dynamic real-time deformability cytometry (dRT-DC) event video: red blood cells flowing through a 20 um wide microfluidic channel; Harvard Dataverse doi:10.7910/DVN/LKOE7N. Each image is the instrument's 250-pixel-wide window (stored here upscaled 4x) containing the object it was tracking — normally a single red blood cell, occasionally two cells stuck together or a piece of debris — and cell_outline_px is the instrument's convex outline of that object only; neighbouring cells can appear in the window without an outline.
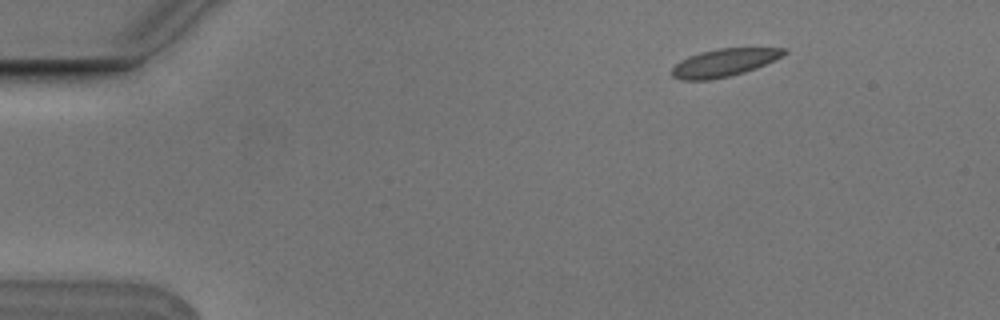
{"species": "Egyptian fruit bat (a non-hibernating species)", "species_latin": "Rousettus aegyptiacus", "temperature_condition": "cold", "stored_images_in_passage": 5, "camera_frame_rate_fps": 3000, "um_per_image_px": 0.085, "animal": {"sex": "male"}, "frame": {"image": 1, "passage_image": 2, "time_ms": 0.333, "image_size_px": [1000, 320], "cell_outline_px": [[788, 52], [756, 68], [744, 72], [728, 76], [708, 80], [680, 80], [672, 76], [672, 68], [680, 60], [688, 56], [700, 52], [716, 48], [788, 48]], "centroid_in_image_um": [61.5, 5.32], "position_along_channel_um": 23.5, "area_um2": 17.98}}
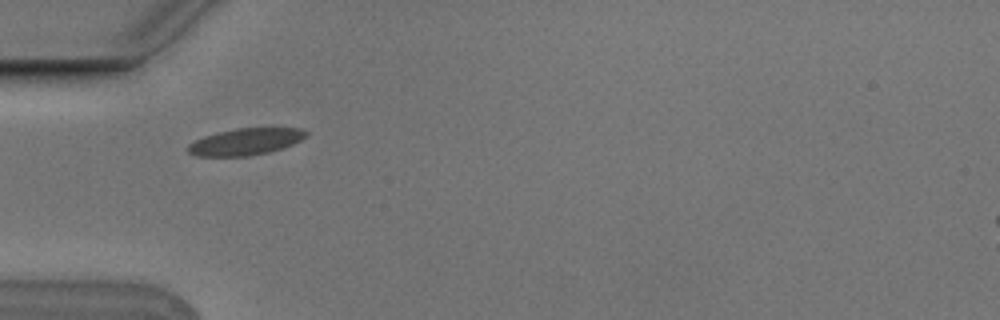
{"frame": {"image": 2, "passage_image": 4, "time_ms": 1.0, "image_size_px": [1000, 320], "cell_outline_px": [[308, 132], [300, 140], [292, 144], [268, 152], [248, 156], [196, 156], [188, 152], [184, 148], [188, 144], [204, 136], [236, 128], [300, 128]], "centroid_in_image_um": [20.81, 12.05], "position_along_channel_um": 64.2, "area_um2": 18.21}}